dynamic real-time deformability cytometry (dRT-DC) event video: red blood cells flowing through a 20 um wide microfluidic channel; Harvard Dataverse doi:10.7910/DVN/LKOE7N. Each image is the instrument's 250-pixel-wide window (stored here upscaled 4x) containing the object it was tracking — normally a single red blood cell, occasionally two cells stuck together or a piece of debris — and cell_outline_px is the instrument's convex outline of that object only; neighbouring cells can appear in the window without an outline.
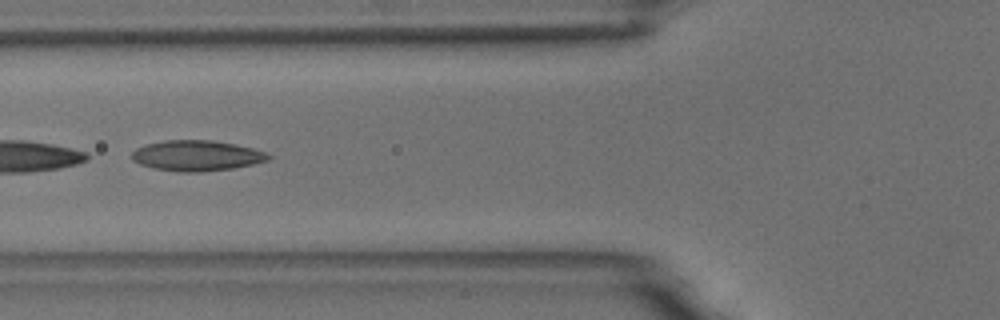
{"species": "common noctule bat (a hibernating species)", "species_latin": "Nyctalus noctula", "temperature_condition": "room temperature", "stored_images_in_passage": 25, "camera_frame_rate_fps": 3000, "um_per_image_px": 0.085, "animal": {"sex": "male", "body_mass_g": 18.8}, "frame": {"image": 1, "passage_image": 20, "time_ms": 6.333, "image_size_px": [1000, 320], "cell_outline_px": [[272, 156], [268, 160], [252, 164], [232, 168], [200, 172], [180, 172], [152, 168], [140, 164], [132, 160], [132, 152], [136, 148], [144, 144], [164, 140], [212, 140], [236, 144], [268, 152]], "centroid_in_image_um": [16.71, 13.22], "position_along_channel_um": 109.1, "area_um2": 24.45}}